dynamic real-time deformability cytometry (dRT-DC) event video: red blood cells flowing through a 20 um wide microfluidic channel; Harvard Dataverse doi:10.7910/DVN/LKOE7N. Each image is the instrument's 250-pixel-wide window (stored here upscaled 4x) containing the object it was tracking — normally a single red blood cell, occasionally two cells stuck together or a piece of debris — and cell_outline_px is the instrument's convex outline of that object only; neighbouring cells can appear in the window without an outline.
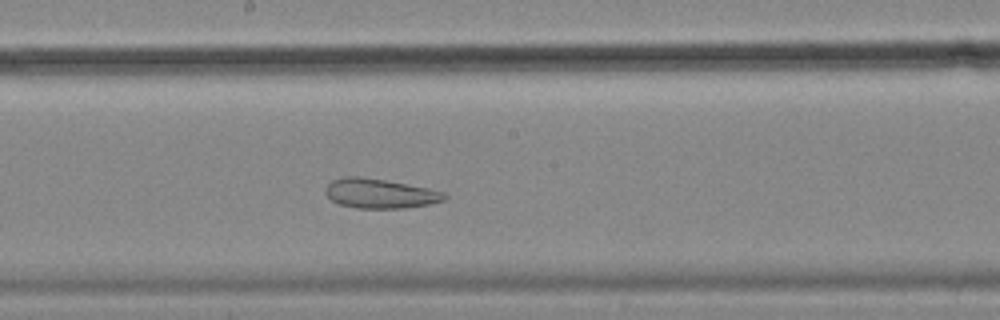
{"species": "common noctule bat (a hibernating species)", "species_latin": "Nyctalus noctula", "temperature_condition": "cold", "stored_images_in_passage": 50, "camera_frame_rate_fps": 3000, "um_per_image_px": 0.085, "animal": {"sex": "female", "body_mass_g": 18.4}, "frame": {"image": 1, "passage_image": 24, "time_ms": 7.667, "image_size_px": [1000, 320], "cell_outline_px": [[448, 196], [444, 200], [428, 204], [404, 208], [356, 208], [340, 204], [332, 200], [324, 192], [328, 184], [332, 180], [348, 176], [356, 176], [384, 180], [428, 188], [444, 192]], "centroid_in_image_um": [32.29, 16.45], "position_along_channel_um": 215.9, "area_um2": 20.23}}
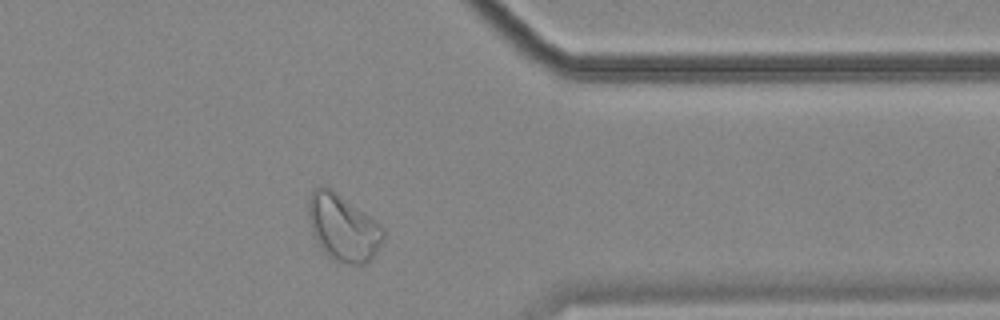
{"frame": {"image": 2, "passage_image": 39, "time_ms": 12.667, "image_size_px": [1000, 320], "cell_outline_px": [[384, 240], [376, 252], [364, 264], [348, 264], [332, 260], [320, 248], [312, 232], [308, 216], [308, 196], [316, 188], [328, 188], [380, 224], [384, 232]], "centroid_in_image_um": [29.14, 19.4], "position_along_channel_um": 382.3, "area_um2": 28.38}}
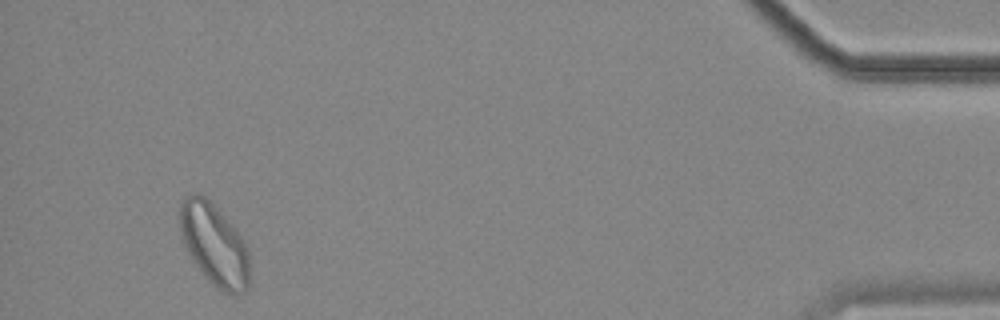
{"frame": {"image": 3, "passage_image": 47, "time_ms": 15.333, "image_size_px": [1000, 320], "cell_outline_px": [[248, 292], [224, 292], [216, 288], [204, 276], [192, 260], [180, 236], [180, 204], [184, 196], [192, 192], [204, 196], [224, 216], [244, 240], [248, 252]], "centroid_in_image_um": [18.18, 20.78], "position_along_channel_um": 417.0, "area_um2": 32.95}, "authors_computed_cell_mechanics": {"area_um2": 28.1197, "velocity_mm_per_s": 3.5371, "shape_relaxation_time_tau1_ms": null, "shape_relaxation_time_tau2_ms": 3.3995, "deformation_change_tau1": null, "deformation_change_tau2": 0.0988}}